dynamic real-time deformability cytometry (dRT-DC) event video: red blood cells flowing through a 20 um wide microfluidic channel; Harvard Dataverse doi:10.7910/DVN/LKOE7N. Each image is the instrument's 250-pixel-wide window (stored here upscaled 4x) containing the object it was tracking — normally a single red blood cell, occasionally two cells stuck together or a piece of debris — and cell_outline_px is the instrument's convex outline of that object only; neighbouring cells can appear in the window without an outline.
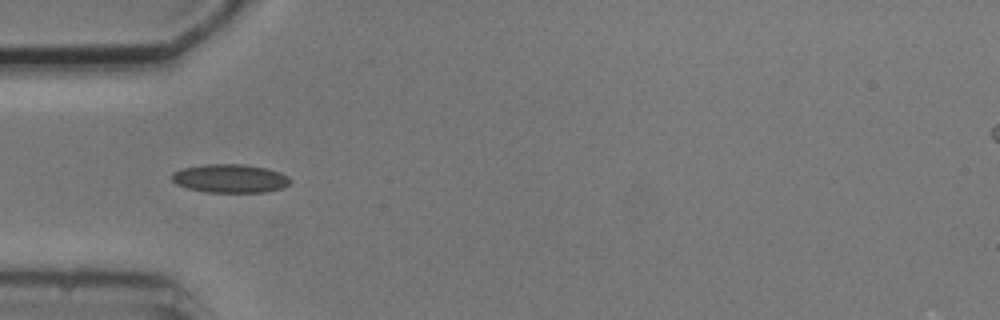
{"species": "common noctule bat (a hibernating species)", "species_latin": "Nyctalus noctula", "temperature_condition": "cold", "stored_images_in_passage": 5, "camera_frame_rate_fps": 3000, "um_per_image_px": 0.085, "animal": {"sex": "male", "body_mass_g": 20.5, "forearm_length_mm": 52.5}, "frame": {"image": 1, "passage_image": 4, "time_ms": 3.667, "image_size_px": [1000, 320], "cell_outline_px": [[292, 180], [284, 188], [264, 192], [208, 192], [188, 188], [176, 184], [172, 180], [172, 172], [184, 168], [208, 164], [244, 164], [268, 168], [280, 172], [288, 176]], "centroid_in_image_um": [19.6, 15.16], "position_along_channel_um": 65.4, "area_um2": 19.71}}